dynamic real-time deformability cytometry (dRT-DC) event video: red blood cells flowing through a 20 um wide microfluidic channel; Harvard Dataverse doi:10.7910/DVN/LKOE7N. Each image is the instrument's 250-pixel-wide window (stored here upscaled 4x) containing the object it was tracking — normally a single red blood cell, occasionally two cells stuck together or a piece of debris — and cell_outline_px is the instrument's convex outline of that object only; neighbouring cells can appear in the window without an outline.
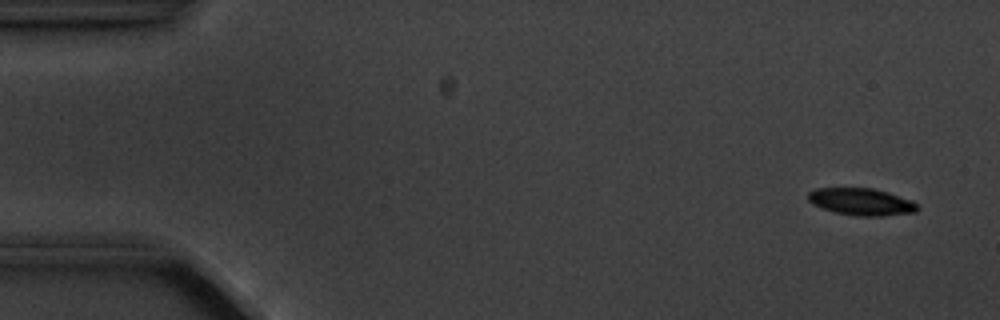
{"species": "common noctule bat (a hibernating species)", "species_latin": "Nyctalus noctula", "temperature_condition": "cold", "stored_images_in_passage": 5, "camera_frame_rate_fps": 3000, "um_per_image_px": 0.085, "animal": {"sex": "male", "body_mass_g": 20.1, "forearm_length_mm": 53.5}, "frame": {"image": 1, "passage_image": 1, "time_ms": 0.0, "image_size_px": [1000, 320], "cell_outline_px": [[920, 208], [916, 212], [884, 216], [856, 216], [832, 212], [820, 208], [812, 204], [808, 200], [808, 192], [816, 188], [872, 188], [888, 192], [912, 200]], "centroid_in_image_um": [73.2, 17.16], "position_along_channel_um": 11.8, "area_um2": 17.51}}